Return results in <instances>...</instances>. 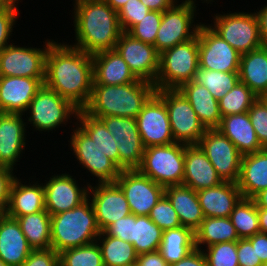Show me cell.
I'll return each instance as SVG.
<instances>
[{
    "label": "cell",
    "mask_w": 267,
    "mask_h": 266,
    "mask_svg": "<svg viewBox=\"0 0 267 266\" xmlns=\"http://www.w3.org/2000/svg\"><path fill=\"white\" fill-rule=\"evenodd\" d=\"M92 55L69 43L54 41L45 58L44 85L79 110L89 103L93 88Z\"/></svg>",
    "instance_id": "obj_1"
},
{
    "label": "cell",
    "mask_w": 267,
    "mask_h": 266,
    "mask_svg": "<svg viewBox=\"0 0 267 266\" xmlns=\"http://www.w3.org/2000/svg\"><path fill=\"white\" fill-rule=\"evenodd\" d=\"M73 6L75 44L71 46L91 55L115 49L122 33L118 12L104 0H78Z\"/></svg>",
    "instance_id": "obj_2"
},
{
    "label": "cell",
    "mask_w": 267,
    "mask_h": 266,
    "mask_svg": "<svg viewBox=\"0 0 267 266\" xmlns=\"http://www.w3.org/2000/svg\"><path fill=\"white\" fill-rule=\"evenodd\" d=\"M155 92L152 82L141 79L122 85L93 84L90 101L83 110L98 119L106 116L136 118Z\"/></svg>",
    "instance_id": "obj_3"
},
{
    "label": "cell",
    "mask_w": 267,
    "mask_h": 266,
    "mask_svg": "<svg viewBox=\"0 0 267 266\" xmlns=\"http://www.w3.org/2000/svg\"><path fill=\"white\" fill-rule=\"evenodd\" d=\"M101 230L91 201L51 216V248L57 253L96 242Z\"/></svg>",
    "instance_id": "obj_4"
},
{
    "label": "cell",
    "mask_w": 267,
    "mask_h": 266,
    "mask_svg": "<svg viewBox=\"0 0 267 266\" xmlns=\"http://www.w3.org/2000/svg\"><path fill=\"white\" fill-rule=\"evenodd\" d=\"M199 68L198 35L160 53L156 90L179 89L194 79Z\"/></svg>",
    "instance_id": "obj_5"
},
{
    "label": "cell",
    "mask_w": 267,
    "mask_h": 266,
    "mask_svg": "<svg viewBox=\"0 0 267 266\" xmlns=\"http://www.w3.org/2000/svg\"><path fill=\"white\" fill-rule=\"evenodd\" d=\"M186 144L174 142L146 147L137 170L164 187L181 185L184 180Z\"/></svg>",
    "instance_id": "obj_6"
},
{
    "label": "cell",
    "mask_w": 267,
    "mask_h": 266,
    "mask_svg": "<svg viewBox=\"0 0 267 266\" xmlns=\"http://www.w3.org/2000/svg\"><path fill=\"white\" fill-rule=\"evenodd\" d=\"M209 26L240 54L258 49L264 44L260 37L255 11L214 14Z\"/></svg>",
    "instance_id": "obj_7"
},
{
    "label": "cell",
    "mask_w": 267,
    "mask_h": 266,
    "mask_svg": "<svg viewBox=\"0 0 267 266\" xmlns=\"http://www.w3.org/2000/svg\"><path fill=\"white\" fill-rule=\"evenodd\" d=\"M26 124H32L38 131L53 133V130L63 126L71 117L77 118L79 109L69 100L61 97L55 91L43 86L37 91L28 109ZM30 122V123H29ZM62 124V125H61Z\"/></svg>",
    "instance_id": "obj_8"
},
{
    "label": "cell",
    "mask_w": 267,
    "mask_h": 266,
    "mask_svg": "<svg viewBox=\"0 0 267 266\" xmlns=\"http://www.w3.org/2000/svg\"><path fill=\"white\" fill-rule=\"evenodd\" d=\"M182 1L179 4L181 1L178 0L171 8L163 12L155 40V48L159 53L177 44L187 42L197 35L201 24V22L195 24L194 21L198 4L195 3L196 0Z\"/></svg>",
    "instance_id": "obj_9"
},
{
    "label": "cell",
    "mask_w": 267,
    "mask_h": 266,
    "mask_svg": "<svg viewBox=\"0 0 267 266\" xmlns=\"http://www.w3.org/2000/svg\"><path fill=\"white\" fill-rule=\"evenodd\" d=\"M156 93L163 99L168 111L171 132L175 142L198 144L206 128L186 97L178 89H160Z\"/></svg>",
    "instance_id": "obj_10"
},
{
    "label": "cell",
    "mask_w": 267,
    "mask_h": 266,
    "mask_svg": "<svg viewBox=\"0 0 267 266\" xmlns=\"http://www.w3.org/2000/svg\"><path fill=\"white\" fill-rule=\"evenodd\" d=\"M198 145L222 181L237 183L243 155L230 139L217 129H206Z\"/></svg>",
    "instance_id": "obj_11"
},
{
    "label": "cell",
    "mask_w": 267,
    "mask_h": 266,
    "mask_svg": "<svg viewBox=\"0 0 267 266\" xmlns=\"http://www.w3.org/2000/svg\"><path fill=\"white\" fill-rule=\"evenodd\" d=\"M197 35L200 68L221 72H239L241 54L209 24L201 23Z\"/></svg>",
    "instance_id": "obj_12"
},
{
    "label": "cell",
    "mask_w": 267,
    "mask_h": 266,
    "mask_svg": "<svg viewBox=\"0 0 267 266\" xmlns=\"http://www.w3.org/2000/svg\"><path fill=\"white\" fill-rule=\"evenodd\" d=\"M70 136V149L78 163L97 178L98 183H114L121 169L108 158L94 141L77 125Z\"/></svg>",
    "instance_id": "obj_13"
},
{
    "label": "cell",
    "mask_w": 267,
    "mask_h": 266,
    "mask_svg": "<svg viewBox=\"0 0 267 266\" xmlns=\"http://www.w3.org/2000/svg\"><path fill=\"white\" fill-rule=\"evenodd\" d=\"M115 183L122 189L131 214L149 216L152 208L165 194V187L137 169L121 170Z\"/></svg>",
    "instance_id": "obj_14"
},
{
    "label": "cell",
    "mask_w": 267,
    "mask_h": 266,
    "mask_svg": "<svg viewBox=\"0 0 267 266\" xmlns=\"http://www.w3.org/2000/svg\"><path fill=\"white\" fill-rule=\"evenodd\" d=\"M99 119L116 141L119 168L121 170L137 169L142 162L145 147L137 128L136 118L106 116Z\"/></svg>",
    "instance_id": "obj_15"
},
{
    "label": "cell",
    "mask_w": 267,
    "mask_h": 266,
    "mask_svg": "<svg viewBox=\"0 0 267 266\" xmlns=\"http://www.w3.org/2000/svg\"><path fill=\"white\" fill-rule=\"evenodd\" d=\"M53 42L47 39L42 49L11 43L0 52V76L45 78L46 53Z\"/></svg>",
    "instance_id": "obj_16"
},
{
    "label": "cell",
    "mask_w": 267,
    "mask_h": 266,
    "mask_svg": "<svg viewBox=\"0 0 267 266\" xmlns=\"http://www.w3.org/2000/svg\"><path fill=\"white\" fill-rule=\"evenodd\" d=\"M136 122L145 148L175 142L171 132L167 108L163 99L156 92L138 113Z\"/></svg>",
    "instance_id": "obj_17"
},
{
    "label": "cell",
    "mask_w": 267,
    "mask_h": 266,
    "mask_svg": "<svg viewBox=\"0 0 267 266\" xmlns=\"http://www.w3.org/2000/svg\"><path fill=\"white\" fill-rule=\"evenodd\" d=\"M115 50L138 79L155 83L159 70L160 53L154 45L144 43L133 38L127 32H122Z\"/></svg>",
    "instance_id": "obj_18"
},
{
    "label": "cell",
    "mask_w": 267,
    "mask_h": 266,
    "mask_svg": "<svg viewBox=\"0 0 267 266\" xmlns=\"http://www.w3.org/2000/svg\"><path fill=\"white\" fill-rule=\"evenodd\" d=\"M96 184L89 185L88 198L92 203L99 229L103 232L119 218L130 215L131 211L122 189L115 182Z\"/></svg>",
    "instance_id": "obj_19"
},
{
    "label": "cell",
    "mask_w": 267,
    "mask_h": 266,
    "mask_svg": "<svg viewBox=\"0 0 267 266\" xmlns=\"http://www.w3.org/2000/svg\"><path fill=\"white\" fill-rule=\"evenodd\" d=\"M45 210L52 216L79 206L88 198L90 183L81 187L69 173L54 174L45 180Z\"/></svg>",
    "instance_id": "obj_20"
},
{
    "label": "cell",
    "mask_w": 267,
    "mask_h": 266,
    "mask_svg": "<svg viewBox=\"0 0 267 266\" xmlns=\"http://www.w3.org/2000/svg\"><path fill=\"white\" fill-rule=\"evenodd\" d=\"M45 78L0 76V112L27 113V109L43 86Z\"/></svg>",
    "instance_id": "obj_21"
},
{
    "label": "cell",
    "mask_w": 267,
    "mask_h": 266,
    "mask_svg": "<svg viewBox=\"0 0 267 266\" xmlns=\"http://www.w3.org/2000/svg\"><path fill=\"white\" fill-rule=\"evenodd\" d=\"M23 115L0 112V165L12 170L20 162L27 144Z\"/></svg>",
    "instance_id": "obj_22"
},
{
    "label": "cell",
    "mask_w": 267,
    "mask_h": 266,
    "mask_svg": "<svg viewBox=\"0 0 267 266\" xmlns=\"http://www.w3.org/2000/svg\"><path fill=\"white\" fill-rule=\"evenodd\" d=\"M222 182L200 146L186 145L183 185L199 191L217 186Z\"/></svg>",
    "instance_id": "obj_23"
},
{
    "label": "cell",
    "mask_w": 267,
    "mask_h": 266,
    "mask_svg": "<svg viewBox=\"0 0 267 266\" xmlns=\"http://www.w3.org/2000/svg\"><path fill=\"white\" fill-rule=\"evenodd\" d=\"M33 251L16 219L0 213V259L21 266Z\"/></svg>",
    "instance_id": "obj_24"
},
{
    "label": "cell",
    "mask_w": 267,
    "mask_h": 266,
    "mask_svg": "<svg viewBox=\"0 0 267 266\" xmlns=\"http://www.w3.org/2000/svg\"><path fill=\"white\" fill-rule=\"evenodd\" d=\"M92 61L93 84L122 85L140 80L115 49L92 54Z\"/></svg>",
    "instance_id": "obj_25"
},
{
    "label": "cell",
    "mask_w": 267,
    "mask_h": 266,
    "mask_svg": "<svg viewBox=\"0 0 267 266\" xmlns=\"http://www.w3.org/2000/svg\"><path fill=\"white\" fill-rule=\"evenodd\" d=\"M196 193L204 217H230L235 205L242 198L237 183L224 181Z\"/></svg>",
    "instance_id": "obj_26"
},
{
    "label": "cell",
    "mask_w": 267,
    "mask_h": 266,
    "mask_svg": "<svg viewBox=\"0 0 267 266\" xmlns=\"http://www.w3.org/2000/svg\"><path fill=\"white\" fill-rule=\"evenodd\" d=\"M33 182V183H32ZM39 181H21L15 178L11 190L10 200L7 210L4 212L11 218L29 215L45 210L44 187Z\"/></svg>",
    "instance_id": "obj_27"
},
{
    "label": "cell",
    "mask_w": 267,
    "mask_h": 266,
    "mask_svg": "<svg viewBox=\"0 0 267 266\" xmlns=\"http://www.w3.org/2000/svg\"><path fill=\"white\" fill-rule=\"evenodd\" d=\"M237 186L243 198L267 189V149L242 156Z\"/></svg>",
    "instance_id": "obj_28"
},
{
    "label": "cell",
    "mask_w": 267,
    "mask_h": 266,
    "mask_svg": "<svg viewBox=\"0 0 267 266\" xmlns=\"http://www.w3.org/2000/svg\"><path fill=\"white\" fill-rule=\"evenodd\" d=\"M217 130L230 139L242 155L263 150L248 112L222 117Z\"/></svg>",
    "instance_id": "obj_29"
},
{
    "label": "cell",
    "mask_w": 267,
    "mask_h": 266,
    "mask_svg": "<svg viewBox=\"0 0 267 266\" xmlns=\"http://www.w3.org/2000/svg\"><path fill=\"white\" fill-rule=\"evenodd\" d=\"M178 90L189 101L199 121L206 129H217L219 127L222 117L218 100L205 86L192 80L183 84Z\"/></svg>",
    "instance_id": "obj_30"
},
{
    "label": "cell",
    "mask_w": 267,
    "mask_h": 266,
    "mask_svg": "<svg viewBox=\"0 0 267 266\" xmlns=\"http://www.w3.org/2000/svg\"><path fill=\"white\" fill-rule=\"evenodd\" d=\"M165 195L177 212L181 226L195 231L205 218L196 191L183 184L170 185L165 187Z\"/></svg>",
    "instance_id": "obj_31"
},
{
    "label": "cell",
    "mask_w": 267,
    "mask_h": 266,
    "mask_svg": "<svg viewBox=\"0 0 267 266\" xmlns=\"http://www.w3.org/2000/svg\"><path fill=\"white\" fill-rule=\"evenodd\" d=\"M239 81L258 97L267 96V45L241 54Z\"/></svg>",
    "instance_id": "obj_32"
},
{
    "label": "cell",
    "mask_w": 267,
    "mask_h": 266,
    "mask_svg": "<svg viewBox=\"0 0 267 266\" xmlns=\"http://www.w3.org/2000/svg\"><path fill=\"white\" fill-rule=\"evenodd\" d=\"M194 235L195 248L200 250H203V246L209 247L222 242H237L240 239L230 217H205L194 231Z\"/></svg>",
    "instance_id": "obj_33"
},
{
    "label": "cell",
    "mask_w": 267,
    "mask_h": 266,
    "mask_svg": "<svg viewBox=\"0 0 267 266\" xmlns=\"http://www.w3.org/2000/svg\"><path fill=\"white\" fill-rule=\"evenodd\" d=\"M195 248V235L191 228L180 226L164 230L159 252L170 265L179 262Z\"/></svg>",
    "instance_id": "obj_34"
},
{
    "label": "cell",
    "mask_w": 267,
    "mask_h": 266,
    "mask_svg": "<svg viewBox=\"0 0 267 266\" xmlns=\"http://www.w3.org/2000/svg\"><path fill=\"white\" fill-rule=\"evenodd\" d=\"M75 120L78 125L97 145V147L119 167L118 146L105 124L84 110H79ZM79 123V124H78Z\"/></svg>",
    "instance_id": "obj_35"
},
{
    "label": "cell",
    "mask_w": 267,
    "mask_h": 266,
    "mask_svg": "<svg viewBox=\"0 0 267 266\" xmlns=\"http://www.w3.org/2000/svg\"><path fill=\"white\" fill-rule=\"evenodd\" d=\"M14 219L33 250L51 248V215L46 210Z\"/></svg>",
    "instance_id": "obj_36"
},
{
    "label": "cell",
    "mask_w": 267,
    "mask_h": 266,
    "mask_svg": "<svg viewBox=\"0 0 267 266\" xmlns=\"http://www.w3.org/2000/svg\"><path fill=\"white\" fill-rule=\"evenodd\" d=\"M96 242L101 250L104 266H135L137 253L134 246L115 236L101 232Z\"/></svg>",
    "instance_id": "obj_37"
},
{
    "label": "cell",
    "mask_w": 267,
    "mask_h": 266,
    "mask_svg": "<svg viewBox=\"0 0 267 266\" xmlns=\"http://www.w3.org/2000/svg\"><path fill=\"white\" fill-rule=\"evenodd\" d=\"M163 230L149 216H136L133 221L132 245L137 255L158 251Z\"/></svg>",
    "instance_id": "obj_38"
},
{
    "label": "cell",
    "mask_w": 267,
    "mask_h": 266,
    "mask_svg": "<svg viewBox=\"0 0 267 266\" xmlns=\"http://www.w3.org/2000/svg\"><path fill=\"white\" fill-rule=\"evenodd\" d=\"M230 219L240 239L260 233L258 207L251 198H241L231 212Z\"/></svg>",
    "instance_id": "obj_39"
},
{
    "label": "cell",
    "mask_w": 267,
    "mask_h": 266,
    "mask_svg": "<svg viewBox=\"0 0 267 266\" xmlns=\"http://www.w3.org/2000/svg\"><path fill=\"white\" fill-rule=\"evenodd\" d=\"M193 81L205 86L216 100L225 96L238 82V72H221L198 68Z\"/></svg>",
    "instance_id": "obj_40"
},
{
    "label": "cell",
    "mask_w": 267,
    "mask_h": 266,
    "mask_svg": "<svg viewBox=\"0 0 267 266\" xmlns=\"http://www.w3.org/2000/svg\"><path fill=\"white\" fill-rule=\"evenodd\" d=\"M258 96L240 81L219 101L221 117L248 112Z\"/></svg>",
    "instance_id": "obj_41"
},
{
    "label": "cell",
    "mask_w": 267,
    "mask_h": 266,
    "mask_svg": "<svg viewBox=\"0 0 267 266\" xmlns=\"http://www.w3.org/2000/svg\"><path fill=\"white\" fill-rule=\"evenodd\" d=\"M59 266H104L97 242L59 253Z\"/></svg>",
    "instance_id": "obj_42"
},
{
    "label": "cell",
    "mask_w": 267,
    "mask_h": 266,
    "mask_svg": "<svg viewBox=\"0 0 267 266\" xmlns=\"http://www.w3.org/2000/svg\"><path fill=\"white\" fill-rule=\"evenodd\" d=\"M202 251L208 266H239L237 242L216 243Z\"/></svg>",
    "instance_id": "obj_43"
},
{
    "label": "cell",
    "mask_w": 267,
    "mask_h": 266,
    "mask_svg": "<svg viewBox=\"0 0 267 266\" xmlns=\"http://www.w3.org/2000/svg\"><path fill=\"white\" fill-rule=\"evenodd\" d=\"M163 12L149 11L147 15L135 24L127 33L133 38L155 46L157 32L162 21Z\"/></svg>",
    "instance_id": "obj_44"
},
{
    "label": "cell",
    "mask_w": 267,
    "mask_h": 266,
    "mask_svg": "<svg viewBox=\"0 0 267 266\" xmlns=\"http://www.w3.org/2000/svg\"><path fill=\"white\" fill-rule=\"evenodd\" d=\"M149 218L163 231L181 226L177 212L165 194L152 208Z\"/></svg>",
    "instance_id": "obj_45"
},
{
    "label": "cell",
    "mask_w": 267,
    "mask_h": 266,
    "mask_svg": "<svg viewBox=\"0 0 267 266\" xmlns=\"http://www.w3.org/2000/svg\"><path fill=\"white\" fill-rule=\"evenodd\" d=\"M248 115L259 143L267 149V100L258 97L248 110Z\"/></svg>",
    "instance_id": "obj_46"
},
{
    "label": "cell",
    "mask_w": 267,
    "mask_h": 266,
    "mask_svg": "<svg viewBox=\"0 0 267 266\" xmlns=\"http://www.w3.org/2000/svg\"><path fill=\"white\" fill-rule=\"evenodd\" d=\"M150 9L140 0H128L118 11L119 25L122 32H128L135 24L141 21Z\"/></svg>",
    "instance_id": "obj_47"
},
{
    "label": "cell",
    "mask_w": 267,
    "mask_h": 266,
    "mask_svg": "<svg viewBox=\"0 0 267 266\" xmlns=\"http://www.w3.org/2000/svg\"><path fill=\"white\" fill-rule=\"evenodd\" d=\"M18 12V3L11 8L0 11V52L11 44L9 40L12 37V32H14L16 20H18Z\"/></svg>",
    "instance_id": "obj_48"
},
{
    "label": "cell",
    "mask_w": 267,
    "mask_h": 266,
    "mask_svg": "<svg viewBox=\"0 0 267 266\" xmlns=\"http://www.w3.org/2000/svg\"><path fill=\"white\" fill-rule=\"evenodd\" d=\"M135 220V214H130L121 219L119 218L117 221L109 225L103 232L106 235L115 236L132 244L133 221Z\"/></svg>",
    "instance_id": "obj_49"
},
{
    "label": "cell",
    "mask_w": 267,
    "mask_h": 266,
    "mask_svg": "<svg viewBox=\"0 0 267 266\" xmlns=\"http://www.w3.org/2000/svg\"><path fill=\"white\" fill-rule=\"evenodd\" d=\"M21 266H59V253L53 248L33 250Z\"/></svg>",
    "instance_id": "obj_50"
},
{
    "label": "cell",
    "mask_w": 267,
    "mask_h": 266,
    "mask_svg": "<svg viewBox=\"0 0 267 266\" xmlns=\"http://www.w3.org/2000/svg\"><path fill=\"white\" fill-rule=\"evenodd\" d=\"M237 258L239 266H264L260 259H257L255 245L247 238L237 241Z\"/></svg>",
    "instance_id": "obj_51"
},
{
    "label": "cell",
    "mask_w": 267,
    "mask_h": 266,
    "mask_svg": "<svg viewBox=\"0 0 267 266\" xmlns=\"http://www.w3.org/2000/svg\"><path fill=\"white\" fill-rule=\"evenodd\" d=\"M13 171L0 165V213H4L9 205L11 186L17 177Z\"/></svg>",
    "instance_id": "obj_52"
},
{
    "label": "cell",
    "mask_w": 267,
    "mask_h": 266,
    "mask_svg": "<svg viewBox=\"0 0 267 266\" xmlns=\"http://www.w3.org/2000/svg\"><path fill=\"white\" fill-rule=\"evenodd\" d=\"M170 266H208L206 257L202 250L194 248L179 262L170 264Z\"/></svg>",
    "instance_id": "obj_53"
},
{
    "label": "cell",
    "mask_w": 267,
    "mask_h": 266,
    "mask_svg": "<svg viewBox=\"0 0 267 266\" xmlns=\"http://www.w3.org/2000/svg\"><path fill=\"white\" fill-rule=\"evenodd\" d=\"M252 245H255L257 259H260L264 266H267V234L257 233L247 238Z\"/></svg>",
    "instance_id": "obj_54"
},
{
    "label": "cell",
    "mask_w": 267,
    "mask_h": 266,
    "mask_svg": "<svg viewBox=\"0 0 267 266\" xmlns=\"http://www.w3.org/2000/svg\"><path fill=\"white\" fill-rule=\"evenodd\" d=\"M135 266H170L159 251L137 255Z\"/></svg>",
    "instance_id": "obj_55"
},
{
    "label": "cell",
    "mask_w": 267,
    "mask_h": 266,
    "mask_svg": "<svg viewBox=\"0 0 267 266\" xmlns=\"http://www.w3.org/2000/svg\"><path fill=\"white\" fill-rule=\"evenodd\" d=\"M145 6H147L151 11L164 12L165 10L171 8L177 0H140Z\"/></svg>",
    "instance_id": "obj_56"
},
{
    "label": "cell",
    "mask_w": 267,
    "mask_h": 266,
    "mask_svg": "<svg viewBox=\"0 0 267 266\" xmlns=\"http://www.w3.org/2000/svg\"><path fill=\"white\" fill-rule=\"evenodd\" d=\"M258 21H259V29H260V37L262 43L267 45V3L257 12H255Z\"/></svg>",
    "instance_id": "obj_57"
},
{
    "label": "cell",
    "mask_w": 267,
    "mask_h": 266,
    "mask_svg": "<svg viewBox=\"0 0 267 266\" xmlns=\"http://www.w3.org/2000/svg\"><path fill=\"white\" fill-rule=\"evenodd\" d=\"M260 233L267 234V209L258 208Z\"/></svg>",
    "instance_id": "obj_58"
},
{
    "label": "cell",
    "mask_w": 267,
    "mask_h": 266,
    "mask_svg": "<svg viewBox=\"0 0 267 266\" xmlns=\"http://www.w3.org/2000/svg\"><path fill=\"white\" fill-rule=\"evenodd\" d=\"M252 199L258 208L267 209V189L260 191Z\"/></svg>",
    "instance_id": "obj_59"
},
{
    "label": "cell",
    "mask_w": 267,
    "mask_h": 266,
    "mask_svg": "<svg viewBox=\"0 0 267 266\" xmlns=\"http://www.w3.org/2000/svg\"><path fill=\"white\" fill-rule=\"evenodd\" d=\"M110 5L116 12H118L128 0H104Z\"/></svg>",
    "instance_id": "obj_60"
},
{
    "label": "cell",
    "mask_w": 267,
    "mask_h": 266,
    "mask_svg": "<svg viewBox=\"0 0 267 266\" xmlns=\"http://www.w3.org/2000/svg\"><path fill=\"white\" fill-rule=\"evenodd\" d=\"M14 4L13 0H0V11L11 8Z\"/></svg>",
    "instance_id": "obj_61"
},
{
    "label": "cell",
    "mask_w": 267,
    "mask_h": 266,
    "mask_svg": "<svg viewBox=\"0 0 267 266\" xmlns=\"http://www.w3.org/2000/svg\"><path fill=\"white\" fill-rule=\"evenodd\" d=\"M193 1H195V0H193ZM201 1H203L204 3L206 2L207 5H208L209 3L212 4V2H215L214 0H201Z\"/></svg>",
    "instance_id": "obj_62"
},
{
    "label": "cell",
    "mask_w": 267,
    "mask_h": 266,
    "mask_svg": "<svg viewBox=\"0 0 267 266\" xmlns=\"http://www.w3.org/2000/svg\"><path fill=\"white\" fill-rule=\"evenodd\" d=\"M0 266H9L8 264H5L1 259H0Z\"/></svg>",
    "instance_id": "obj_63"
},
{
    "label": "cell",
    "mask_w": 267,
    "mask_h": 266,
    "mask_svg": "<svg viewBox=\"0 0 267 266\" xmlns=\"http://www.w3.org/2000/svg\"><path fill=\"white\" fill-rule=\"evenodd\" d=\"M15 3H19L20 0H13Z\"/></svg>",
    "instance_id": "obj_64"
}]
</instances>
